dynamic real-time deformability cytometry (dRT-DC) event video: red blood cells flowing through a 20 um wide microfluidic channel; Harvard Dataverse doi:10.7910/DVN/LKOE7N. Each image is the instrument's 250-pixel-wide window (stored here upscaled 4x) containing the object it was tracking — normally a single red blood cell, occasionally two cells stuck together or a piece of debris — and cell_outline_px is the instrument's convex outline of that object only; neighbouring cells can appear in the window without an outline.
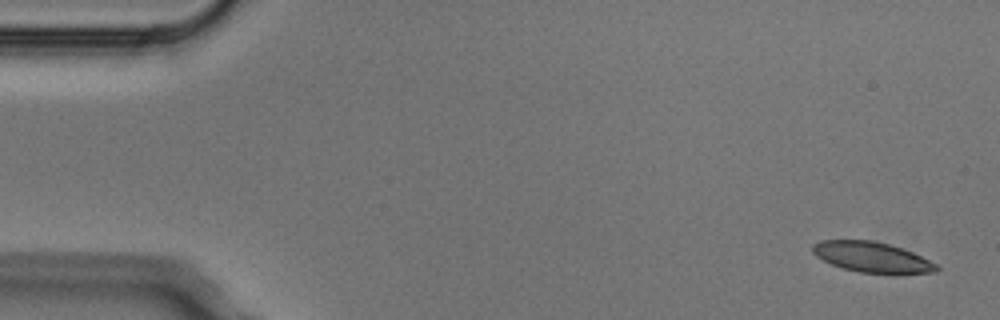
{"species": "Egyptian fruit bat (a non-hibernating species)", "species_latin": "Rousettus aegyptiacus", "temperature_condition": "cold", "stored_images_in_passage": 3, "camera_frame_rate_fps": 3000, "um_per_image_px": 0.085, "animal": {"sex": "male"}, "frame": {"image": 1, "passage_image": 1, "time_ms": 0.0, "image_size_px": [1000, 320], "cell_outline_px": [[940, 268], [936, 272], [896, 276], [892, 276], [860, 272], [844, 268], [832, 264], [816, 256], [812, 252], [812, 244], [820, 240], [872, 240], [888, 244], [912, 252], [936, 264]], "centroid_in_image_um": [74.16, 21.9], "position_along_channel_um": 10.8, "area_um2": 22.43}}